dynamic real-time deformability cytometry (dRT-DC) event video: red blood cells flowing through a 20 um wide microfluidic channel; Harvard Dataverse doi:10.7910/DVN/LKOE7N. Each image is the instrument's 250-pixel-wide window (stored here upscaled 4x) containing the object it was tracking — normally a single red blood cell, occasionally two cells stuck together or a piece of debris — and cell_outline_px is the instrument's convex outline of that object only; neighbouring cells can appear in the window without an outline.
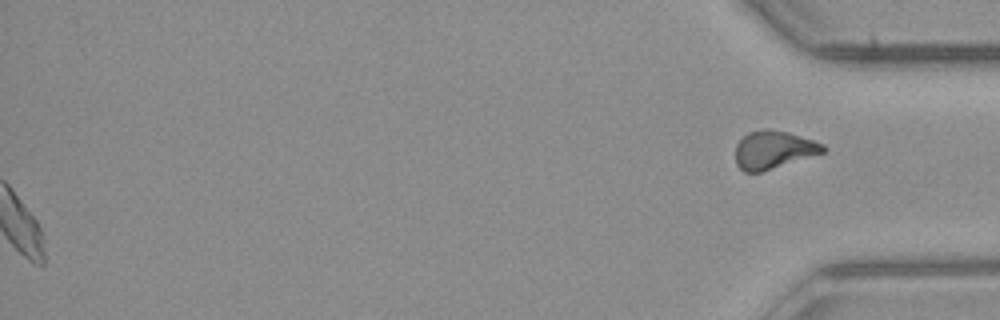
{"species": "common noctule bat (a hibernating species)", "species_latin": "Nyctalus noctula", "temperature_condition": "room temperature", "stored_images_in_passage": 48, "segment_of_instrument_passage": [2, 2], "camera_frame_rate_fps": 3000, "um_per_image_px": 0.085, "animal": {"sex": "male", "body_mass_g": 23.1, "forearm_length_mm": 52.7}, "frame": {"image": 1, "passage_image": 48, "time_ms": 15.667, "image_size_px": [1000, 320], "cell_outline_px": [[828, 148], [824, 152], [760, 172], [744, 172], [736, 164], [736, 144], [748, 132], [764, 128], [788, 132], [824, 144]], "centroid_in_image_um": [65.74, 12.72], "position_along_channel_um": 369.5, "area_um2": 19.19}}